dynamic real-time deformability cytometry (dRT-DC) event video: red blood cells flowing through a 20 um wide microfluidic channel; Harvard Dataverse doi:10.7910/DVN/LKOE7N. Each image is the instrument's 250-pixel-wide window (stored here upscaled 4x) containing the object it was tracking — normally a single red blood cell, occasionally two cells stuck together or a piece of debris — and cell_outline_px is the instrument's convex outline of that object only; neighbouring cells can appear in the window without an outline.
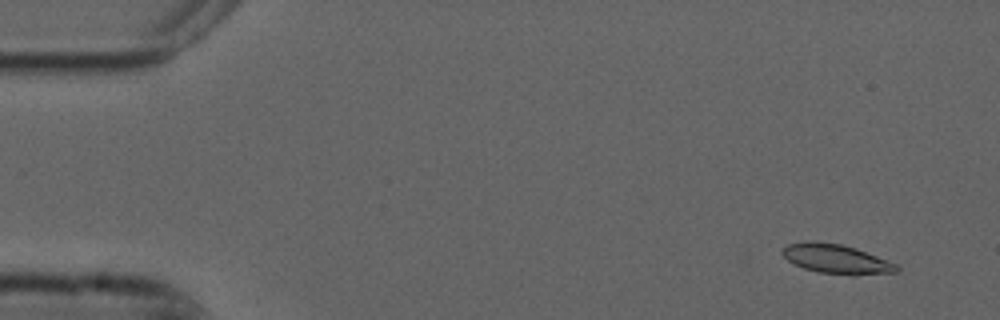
{"species": "common noctule bat (a hibernating species)", "species_latin": "Nyctalus noctula", "temperature_condition": "cold", "stored_images_in_passage": 5, "camera_frame_rate_fps": 3000, "um_per_image_px": 0.085, "animal": {"sex": "male", "forearm_length_mm": 52.5}, "frame": {"image": 1, "passage_image": 1, "time_ms": 0.0, "image_size_px": [1000, 320], "cell_outline_px": [[900, 268], [896, 272], [856, 276], [852, 276], [820, 272], [804, 268], [792, 264], [780, 252], [780, 248], [788, 244], [808, 240], [812, 240], [840, 244], [856, 248], [896, 264]], "centroid_in_image_um": [71.04, 22.01], "position_along_channel_um": 14.0, "area_um2": 19.77}}